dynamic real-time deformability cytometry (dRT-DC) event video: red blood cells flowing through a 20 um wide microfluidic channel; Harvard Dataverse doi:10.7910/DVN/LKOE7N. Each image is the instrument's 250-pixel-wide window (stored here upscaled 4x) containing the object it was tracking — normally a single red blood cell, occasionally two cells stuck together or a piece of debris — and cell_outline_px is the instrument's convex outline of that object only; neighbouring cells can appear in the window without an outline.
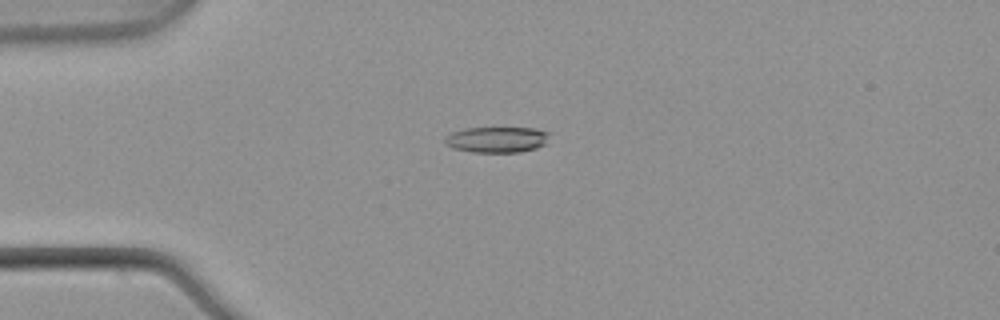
{"species": "common noctule bat (a hibernating species)", "species_latin": "Nyctalus noctula", "temperature_condition": "warm", "stored_images_in_passage": 35, "camera_frame_rate_fps": 3000, "um_per_image_px": 0.085, "animal": {"sex": "male", "body_mass_g": 21.5, "forearm_length_mm": 52.0}, "frame": {"image": 1, "passage_image": 14, "time_ms": 4.333, "image_size_px": [1000, 320], "cell_outline_px": [[548, 144], [536, 148], [520, 152], [472, 152], [452, 148], [444, 144], [444, 140], [452, 132], [464, 128], [532, 128], [548, 132]], "centroid_in_image_um": [42.24, 11.87], "position_along_channel_um": 42.8, "area_um2": 15.78}}
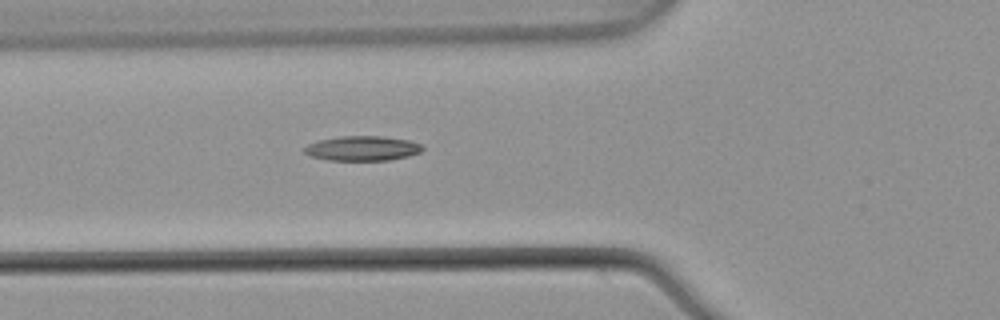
{"frame": {"image": 2, "passage_image": 20, "time_ms": 6.333, "image_size_px": [1000, 320], "cell_outline_px": [[424, 148], [420, 152], [408, 156], [388, 160], [328, 160], [312, 156], [304, 152], [304, 148], [308, 144], [320, 140], [340, 136], [384, 136], [408, 140], [420, 144]], "centroid_in_image_um": [30.81, 12.6], "position_along_channel_um": 95.0, "area_um2": 16.88}}
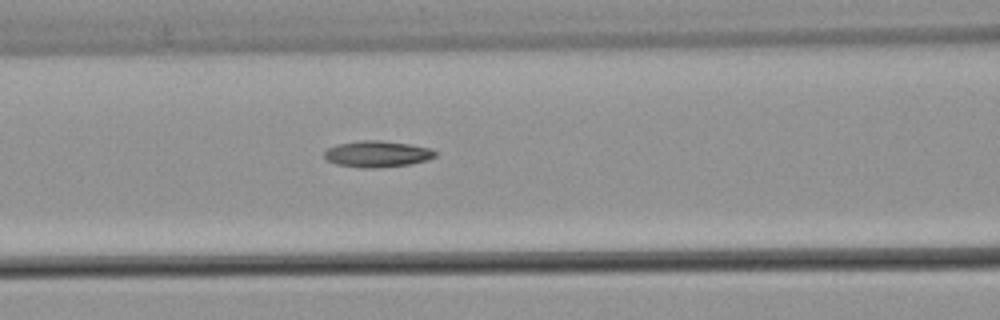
{"frame": {"image": 3, "passage_image": 23, "time_ms": 7.333, "image_size_px": [1000, 320], "cell_outline_px": [[436, 156], [428, 160], [408, 164], [376, 168], [364, 168], [336, 164], [328, 160], [324, 156], [324, 152], [328, 148], [336, 144], [364, 140], [380, 140], [408, 144], [428, 148], [436, 152]], "centroid_in_image_um": [32.04, 13.09], "position_along_channel_um": 134.6, "area_um2": 16.82}}